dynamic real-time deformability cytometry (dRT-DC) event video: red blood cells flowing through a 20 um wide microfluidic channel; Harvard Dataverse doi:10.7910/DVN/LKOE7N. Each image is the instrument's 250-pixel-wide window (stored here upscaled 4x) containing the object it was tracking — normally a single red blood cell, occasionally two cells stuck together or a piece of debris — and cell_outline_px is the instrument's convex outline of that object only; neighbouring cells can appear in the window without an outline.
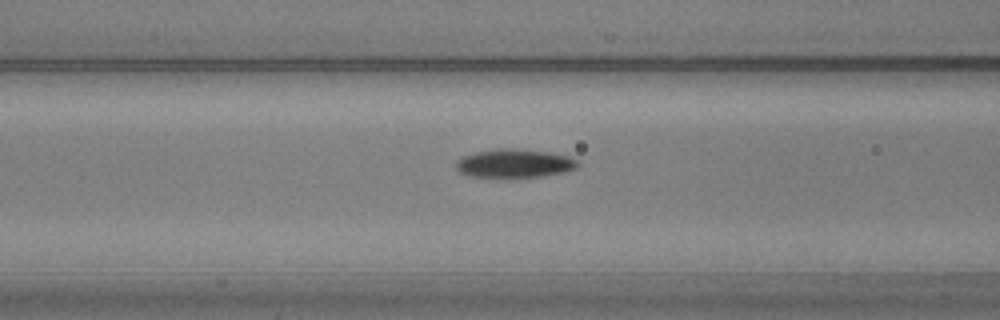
{"species": "common noctule bat (a hibernating species)", "species_latin": "Nyctalus noctula", "temperature_condition": "warm", "stored_images_in_passage": 39, "camera_frame_rate_fps": 3000, "um_per_image_px": 0.085, "animal": {"sex": "male", "body_mass_g": 20.5, "forearm_length_mm": 52.5}, "frame": {"image": 1, "passage_image": 5, "time_ms": 1.333, "image_size_px": [1000, 320], "cell_outline_px": [[580, 164], [576, 168], [564, 172], [540, 176], [472, 176], [460, 172], [456, 168], [456, 160], [460, 156], [476, 152], [496, 148], [516, 148], [548, 152], [568, 156], [576, 160]], "centroid_in_image_um": [43.71, 13.86], "position_along_channel_um": 122.9, "area_um2": 20.0}}
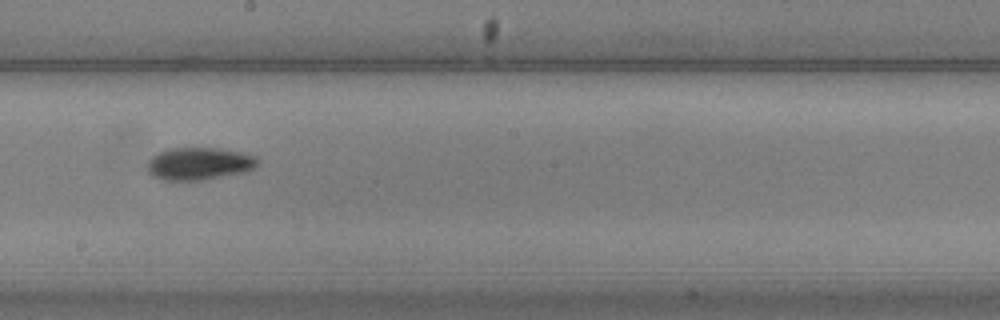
{"frame": {"image": 2, "passage_image": 14, "time_ms": 4.333, "image_size_px": [1000, 320], "cell_outline_px": [[260, 164], [256, 168], [244, 172], [200, 180], [164, 180], [152, 176], [148, 172], [148, 160], [152, 156], [168, 148], [220, 148], [240, 152], [256, 156], [260, 160]], "centroid_in_image_um": [16.96, 13.9], "position_along_channel_um": 231.2, "area_um2": 20.98}}
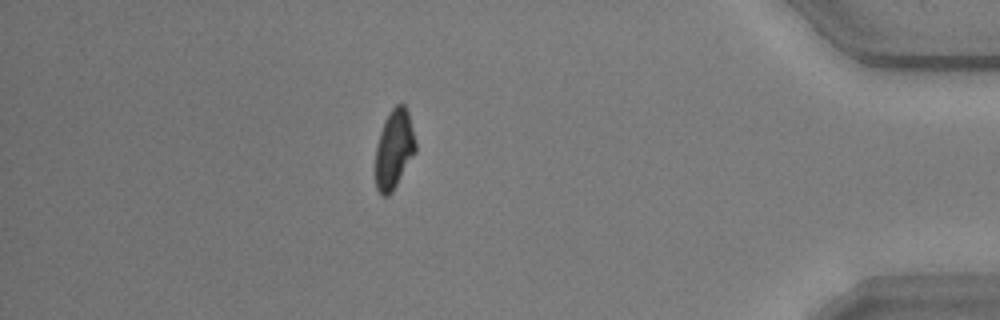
{"frame": {"image": 3, "passage_image": 32, "time_ms": 10.333, "image_size_px": [1000, 320], "cell_outline_px": [[416, 152], [392, 192], [388, 196], [380, 196], [376, 188], [376, 144], [384, 120], [388, 112], [396, 104], [404, 104], [408, 112], [416, 144]], "centroid_in_image_um": [33.49, 12.69], "position_along_channel_um": 401.7, "area_um2": 18.55}}